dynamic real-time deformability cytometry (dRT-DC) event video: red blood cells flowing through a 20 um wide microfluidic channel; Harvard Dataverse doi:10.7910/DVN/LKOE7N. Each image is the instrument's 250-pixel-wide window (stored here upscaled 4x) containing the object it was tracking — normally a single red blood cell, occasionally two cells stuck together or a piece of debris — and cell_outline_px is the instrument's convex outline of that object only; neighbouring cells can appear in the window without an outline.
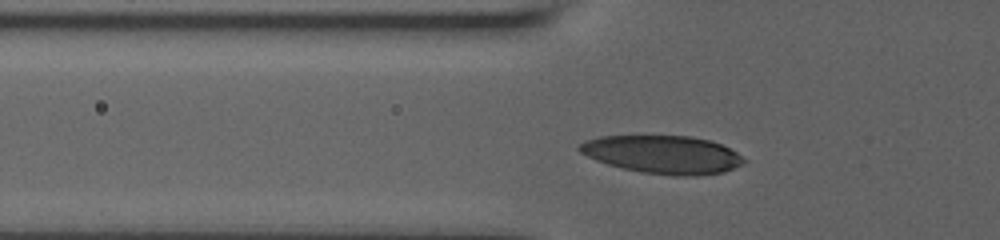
{"species": "human", "species_latin": "Homo sapiens", "temperature_condition": "room temperature", "stored_images_in_passage": 32, "camera_frame_rate_fps": 3000, "um_per_image_px": 0.085, "donor": {"sex": "male"}, "frame": {"image": 1, "passage_image": 8, "time_ms": 3.333, "image_size_px": [1000, 240], "cell_outline_px": [[744, 164], [724, 172], [696, 176], [676, 176], [640, 172], [608, 164], [596, 160], [580, 152], [576, 148], [580, 144], [588, 140], [600, 136], [692, 136], [712, 140], [736, 152], [744, 160]], "centroid_in_image_um": [56.35, 13.14], "position_along_channel_um": 69.4, "area_um2": 36.36}}
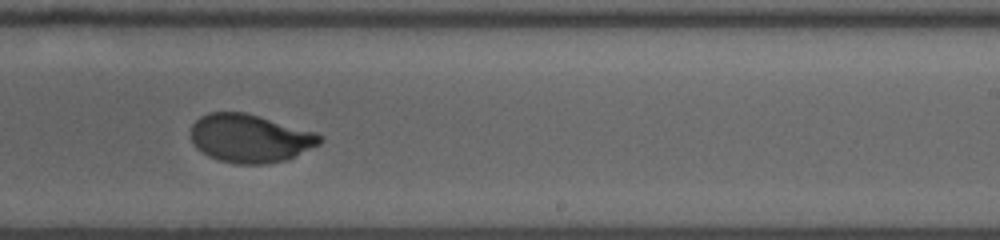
{"frame": {"image": 2, "passage_image": 22, "time_ms": 8.667, "image_size_px": [1000, 240], "cell_outline_px": [[324, 140], [320, 144], [288, 160], [268, 164], [236, 164], [220, 160], [208, 156], [196, 148], [192, 140], [192, 124], [200, 116], [208, 112], [244, 112], [316, 132], [324, 136]], "centroid_in_image_um": [21.28, 11.77], "position_along_channel_um": 267.7, "area_um2": 36.47}}
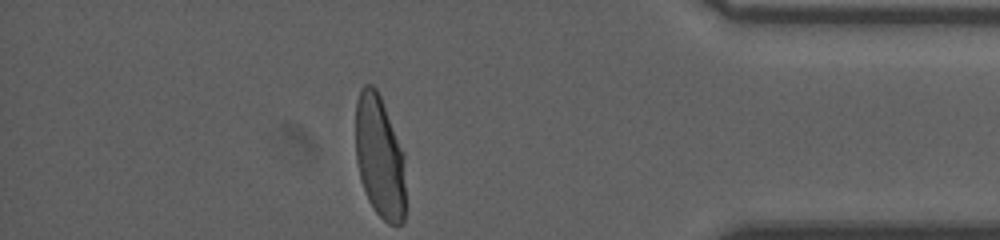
{"frame": {"image": 3, "passage_image": 32, "time_ms": 13.0, "image_size_px": [1000, 240], "cell_outline_px": [[404, 220], [400, 224], [388, 224], [372, 208], [368, 200], [360, 180], [356, 160], [356, 100], [360, 88], [364, 84], [372, 84], [376, 88], [380, 96], [404, 152]], "centroid_in_image_um": [32.25, 13.32], "position_along_channel_um": 402.9, "area_um2": 35.89}, "authors_computed_cell_mechanics": {"area_um2": 36.7897, "velocity_mm_per_s": 3.7767, "shape_relaxation_time_tau1_ms": 3.528, "shape_relaxation_time_tau2_ms": null, "deformation_change_tau1": 0.1617, "deformation_change_tau2": null}}